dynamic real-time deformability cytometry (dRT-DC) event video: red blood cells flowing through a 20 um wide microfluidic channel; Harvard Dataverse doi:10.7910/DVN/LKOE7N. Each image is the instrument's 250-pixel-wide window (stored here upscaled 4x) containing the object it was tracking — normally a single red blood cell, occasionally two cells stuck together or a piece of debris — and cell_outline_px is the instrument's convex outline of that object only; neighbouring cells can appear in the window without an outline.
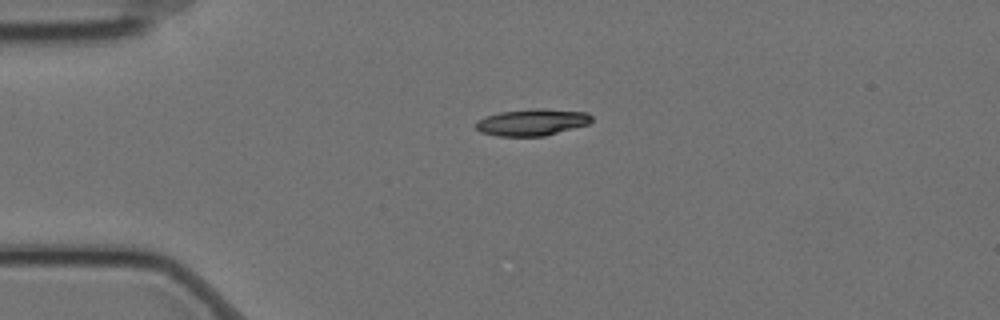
{"species": "Egyptian fruit bat (a non-hibernating species)", "species_latin": "Rousettus aegyptiacus", "temperature_condition": "cold", "stored_images_in_passage": 3, "camera_frame_rate_fps": 3000, "um_per_image_px": 0.085, "animal": {"sex": "female"}, "frame": {"image": 1, "passage_image": 2, "time_ms": 0.333, "image_size_px": [1000, 320], "cell_outline_px": [[592, 120], [588, 124], [544, 136], [496, 136], [480, 132], [472, 124], [476, 120], [484, 116], [500, 112], [536, 108], [540, 108], [588, 112], [592, 116]], "centroid_in_image_um": [45.17, 10.39], "position_along_channel_um": 39.8, "area_um2": 18.21}}